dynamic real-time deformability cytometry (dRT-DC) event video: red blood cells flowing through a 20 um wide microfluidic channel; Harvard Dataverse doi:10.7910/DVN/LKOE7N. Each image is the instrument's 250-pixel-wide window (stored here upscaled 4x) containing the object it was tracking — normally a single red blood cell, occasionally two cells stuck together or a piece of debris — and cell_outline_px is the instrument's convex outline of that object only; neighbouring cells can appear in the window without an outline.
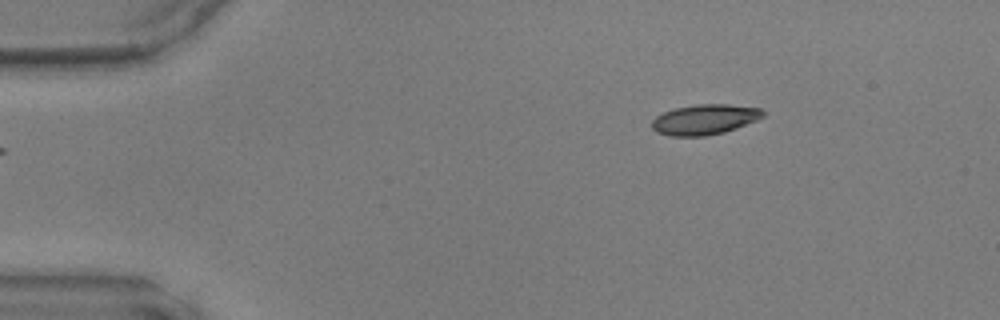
{"species": "common noctule bat (a hibernating species)", "species_latin": "Nyctalus noctula", "temperature_condition": "warm", "stored_images_in_passage": 41, "camera_frame_rate_fps": 3000, "um_per_image_px": 0.085, "animal": {"sex": "male", "body_mass_g": 17.9, "forearm_length_mm": 54.2}, "frame": {"image": 1, "passage_image": 1, "time_ms": 0.0, "image_size_px": [1000, 320], "cell_outline_px": [[764, 116], [756, 120], [736, 128], [724, 132], [704, 136], [672, 136], [656, 132], [652, 128], [652, 120], [656, 116], [664, 112], [676, 108], [696, 104], [728, 104], [760, 108], [764, 112]], "centroid_in_image_um": [59.88, 10.15], "position_along_channel_um": 25.1, "area_um2": 19.48}}
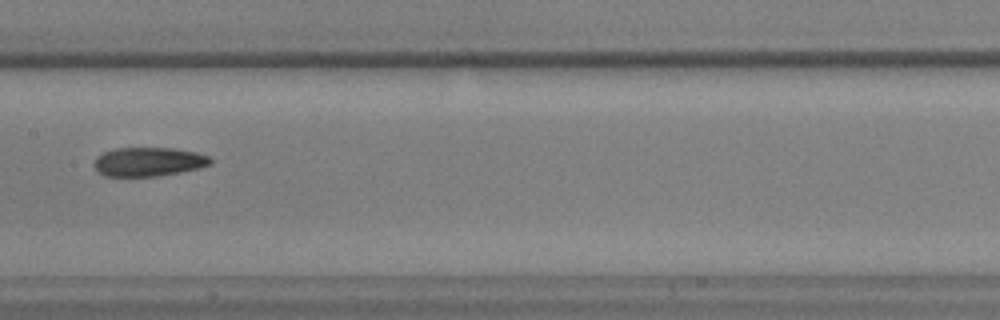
{"frame": {"image": 2, "passage_image": 18, "time_ms": 5.667, "image_size_px": [1000, 320], "cell_outline_px": [[212, 164], [200, 168], [180, 172], [156, 176], [104, 176], [92, 164], [104, 152], [116, 148], [172, 148], [196, 152], [208, 156], [212, 160]], "centroid_in_image_um": [12.66, 13.75], "position_along_channel_um": 194.7, "area_um2": 19.48}}
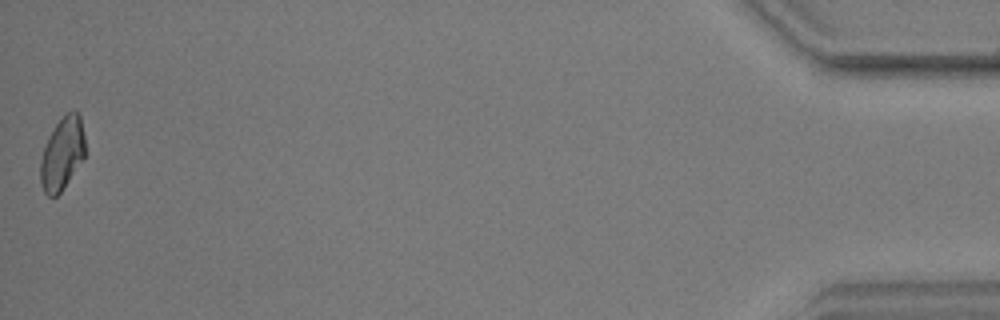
{"frame": {"image": 3, "passage_image": 41, "time_ms": 13.333, "image_size_px": [1000, 320], "cell_outline_px": [[84, 156], [60, 192], [56, 196], [48, 196], [44, 192], [40, 184], [40, 160], [48, 136], [56, 124], [68, 112], [80, 112], [84, 136]], "centroid_in_image_um": [5.26, 13.05], "position_along_channel_um": 429.9, "area_um2": 18.55}}